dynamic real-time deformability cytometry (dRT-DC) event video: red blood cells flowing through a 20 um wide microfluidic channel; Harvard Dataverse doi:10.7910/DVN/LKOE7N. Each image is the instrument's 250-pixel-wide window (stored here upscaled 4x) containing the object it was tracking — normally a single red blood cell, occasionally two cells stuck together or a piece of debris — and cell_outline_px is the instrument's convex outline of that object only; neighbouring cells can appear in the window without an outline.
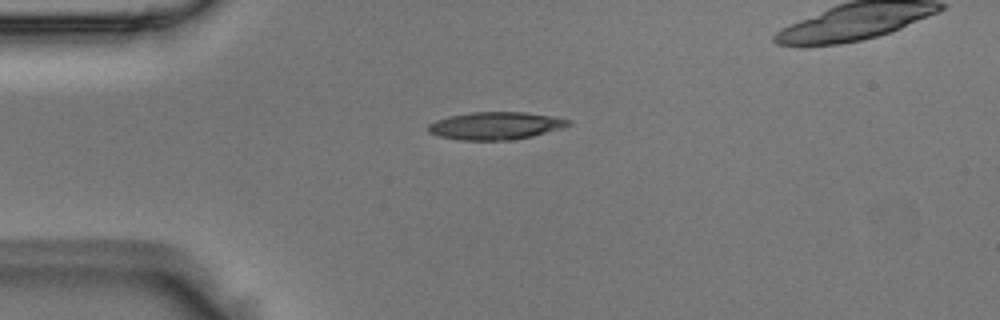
{"species": "Egyptian fruit bat (a non-hibernating species)", "species_latin": "Rousettus aegyptiacus", "temperature_condition": "room temperature", "stored_images_in_passage": 36, "camera_frame_rate_fps": 3000, "um_per_image_px": 0.085, "animal": {"sex": "male"}, "frame": {"image": 1, "passage_image": 1, "time_ms": 0.0, "image_size_px": [1000, 320], "cell_outline_px": [[572, 124], [560, 128], [532, 136], [512, 140], [460, 140], [440, 136], [428, 132], [428, 124], [436, 120], [448, 116], [472, 112], [524, 112], [572, 120]], "centroid_in_image_um": [42.09, 10.69], "position_along_channel_um": 42.9, "area_um2": 22.37}}
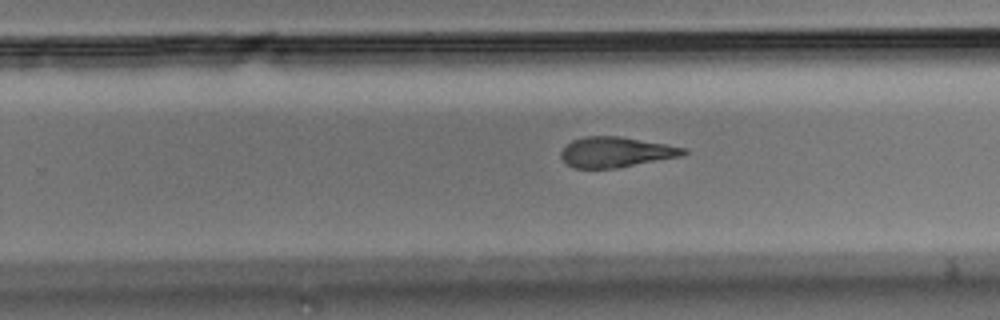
{"frame": {"image": 2, "passage_image": 20, "time_ms": 6.333, "image_size_px": [1000, 320], "cell_outline_px": [[688, 152], [684, 156], [616, 168], [572, 168], [560, 156], [560, 152], [572, 140], [584, 136], [620, 136], [688, 148]], "centroid_in_image_um": [52.39, 12.93], "position_along_channel_um": 277.4, "area_um2": 21.73}}
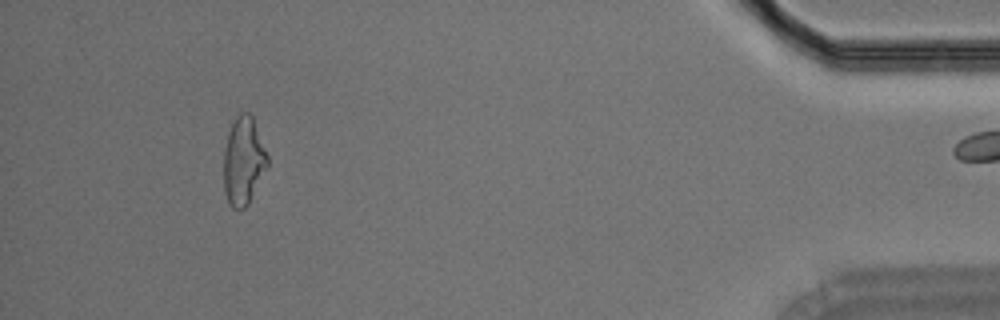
{"frame": {"image": 3, "passage_image": 35, "time_ms": 11.333, "image_size_px": [1000, 320], "cell_outline_px": [[268, 168], [248, 204], [240, 212], [232, 208], [228, 204], [224, 192], [224, 148], [228, 132], [236, 116], [240, 112], [248, 112], [252, 116], [268, 156]], "centroid_in_image_um": [20.69, 13.73], "position_along_channel_um": 414.5, "area_um2": 22.72}}